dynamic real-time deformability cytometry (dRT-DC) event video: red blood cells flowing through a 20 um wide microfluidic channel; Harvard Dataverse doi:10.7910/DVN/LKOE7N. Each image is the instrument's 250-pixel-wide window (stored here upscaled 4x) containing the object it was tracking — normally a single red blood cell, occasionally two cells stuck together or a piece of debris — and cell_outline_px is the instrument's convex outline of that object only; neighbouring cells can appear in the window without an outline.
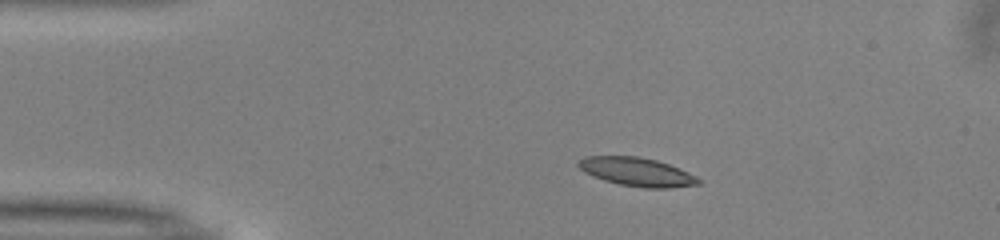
{"species": "common noctule bat (a hibernating species)", "species_latin": "Nyctalus noctula", "temperature_condition": "warm", "stored_images_in_passage": 42, "camera_frame_rate_fps": 3000, "um_per_image_px": 0.085, "animal": {"sex": "male", "body_mass_g": 13.0, "forearm_length_mm": 53.1}, "frame": {"image": 1, "passage_image": 1, "time_ms": 0.0, "image_size_px": [1000, 240], "cell_outline_px": [[700, 184], [672, 188], [644, 188], [620, 184], [604, 180], [592, 176], [584, 172], [576, 164], [576, 160], [584, 156], [636, 156], [656, 160], [668, 164], [688, 172], [700, 180]], "centroid_in_image_um": [54.08, 14.6], "position_along_channel_um": 30.9, "area_um2": 20.0}}
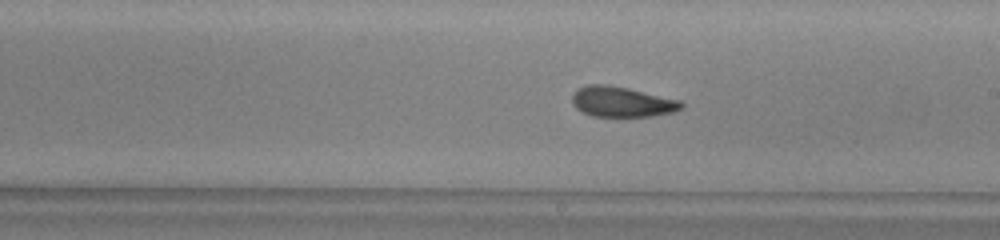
{"frame": {"image": 2, "passage_image": 20, "time_ms": 6.333, "image_size_px": [1000, 240], "cell_outline_px": [[684, 108], [676, 112], [652, 116], [592, 116], [576, 108], [572, 104], [572, 96], [580, 88], [588, 84], [604, 84], [628, 88], [680, 100], [684, 104]], "centroid_in_image_um": [52.9, 8.66], "position_along_channel_um": 236.1, "area_um2": 19.25}}
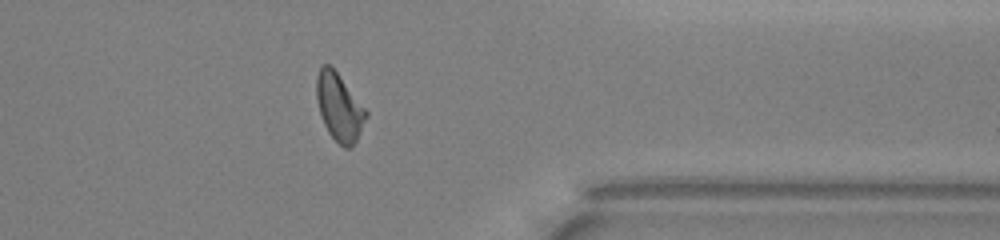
{"frame": {"image": 3, "passage_image": 32, "time_ms": 10.333, "image_size_px": [1000, 240], "cell_outline_px": [[368, 116], [352, 148], [344, 148], [328, 132], [324, 124], [320, 112], [316, 96], [316, 76], [320, 68], [324, 64], [332, 64], [368, 112]], "centroid_in_image_um": [28.84, 9.07], "position_along_channel_um": 382.6, "area_um2": 19.54}, "authors_computed_cell_mechanics": {"area_um2": 19.5075, "velocity_mm_per_s": 4.0082, "shape_relaxation_time_tau1_ms": 6.045, "shape_relaxation_time_tau2_ms": 2.1914, "deformation_change_tau1": 0.1889, "deformation_change_tau2": 0.0936}}